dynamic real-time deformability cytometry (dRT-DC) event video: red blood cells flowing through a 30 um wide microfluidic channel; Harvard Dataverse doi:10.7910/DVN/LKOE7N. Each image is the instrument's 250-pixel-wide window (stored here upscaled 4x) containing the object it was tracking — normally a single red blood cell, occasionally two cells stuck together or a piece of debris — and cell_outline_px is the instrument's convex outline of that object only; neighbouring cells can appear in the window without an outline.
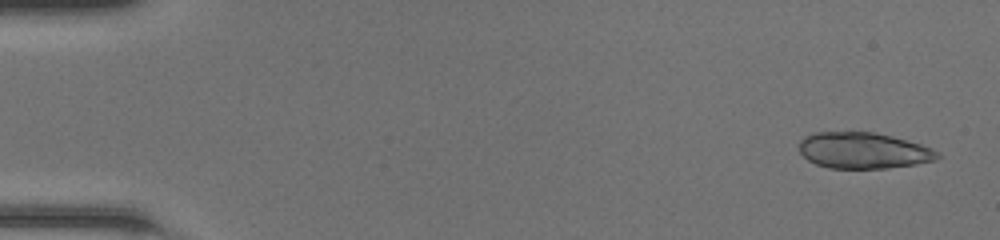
{"species": "common noctule bat (a hibernating species)", "species_latin": "Nyctalus noctula", "temperature_condition": "room temperature", "stored_images_in_passage": 48, "segment_of_instrument_passage": [1, 2], "camera_frame_rate_fps": 3000, "um_per_image_px": 0.085, "animal": {"sex": "female", "body_mass_g": 20.0, "forearm_length_mm": 54.0}, "frame": {"image": 1, "passage_image": 2, "time_ms": 0.333, "image_size_px": [1000, 240], "cell_outline_px": [[940, 156], [932, 160], [916, 164], [888, 168], [828, 168], [816, 164], [808, 160], [800, 152], [800, 140], [804, 136], [812, 132], [872, 132], [892, 136], [920, 144], [932, 148]], "centroid_in_image_um": [73.34, 12.79], "position_along_channel_um": 11.7, "area_um2": 28.96}}
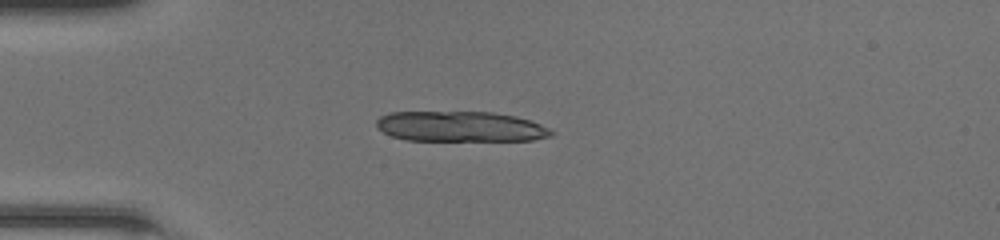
{"frame": {"image": 2, "passage_image": 13, "time_ms": 4.0, "image_size_px": [1000, 240], "cell_outline_px": [[556, 132], [552, 136], [532, 140], [408, 140], [392, 136], [376, 128], [376, 120], [380, 116], [388, 112], [492, 112], [516, 116], [540, 124]], "centroid_in_image_um": [39.12, 10.75], "position_along_channel_um": 45.9, "area_um2": 30.92}}